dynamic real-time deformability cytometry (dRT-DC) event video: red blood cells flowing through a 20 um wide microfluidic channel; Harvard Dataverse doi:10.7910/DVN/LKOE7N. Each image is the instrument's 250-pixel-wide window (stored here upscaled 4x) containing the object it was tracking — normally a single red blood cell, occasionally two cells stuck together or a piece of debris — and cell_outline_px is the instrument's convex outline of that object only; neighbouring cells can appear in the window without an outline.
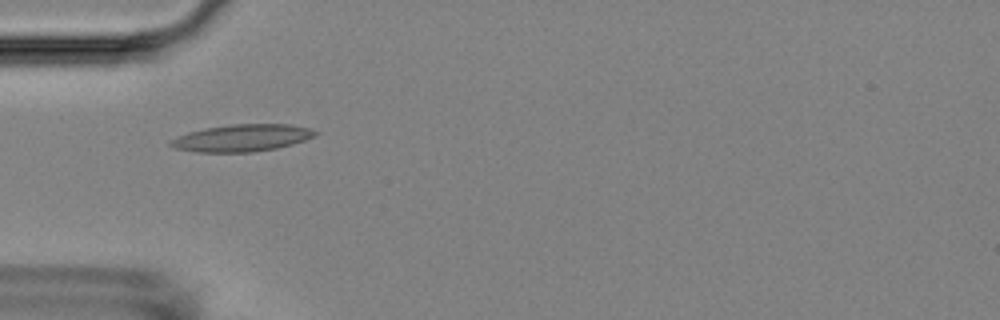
{"species": "Egyptian fruit bat (a non-hibernating species)", "species_latin": "Rousettus aegyptiacus", "temperature_condition": "room temperature", "stored_images_in_passage": 41, "camera_frame_rate_fps": 3000, "um_per_image_px": 0.085, "animal": {"sex": "female"}, "frame": {"image": 1, "passage_image": 3, "time_ms": 0.667, "image_size_px": [1000, 320], "cell_outline_px": [[320, 132], [316, 136], [292, 144], [276, 148], [252, 152], [196, 152], [176, 148], [168, 144], [168, 140], [176, 136], [188, 132], [204, 128], [232, 124], [292, 124], [308, 128]], "centroid_in_image_um": [20.55, 11.72], "position_along_channel_um": 64.5, "area_um2": 22.95}}
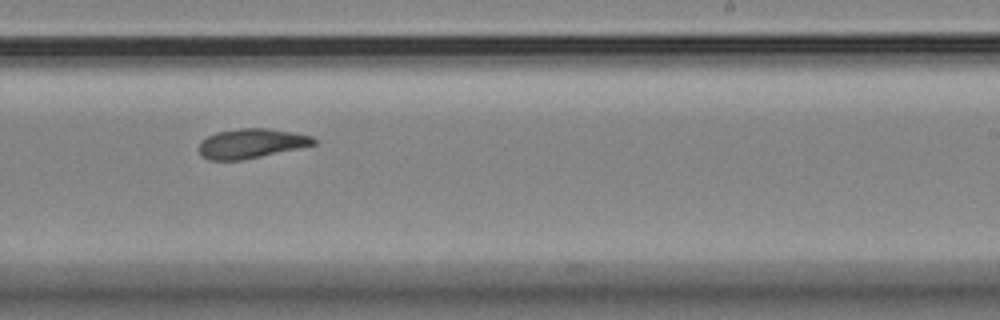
{"frame": {"image": 2, "passage_image": 20, "time_ms": 6.333, "image_size_px": [1000, 320], "cell_outline_px": [[316, 144], [244, 160], [208, 160], [200, 156], [196, 148], [200, 140], [216, 132], [240, 128], [268, 128], [292, 132], [312, 136], [316, 140]], "centroid_in_image_um": [21.28, 12.2], "position_along_channel_um": 267.7, "area_um2": 20.0}}
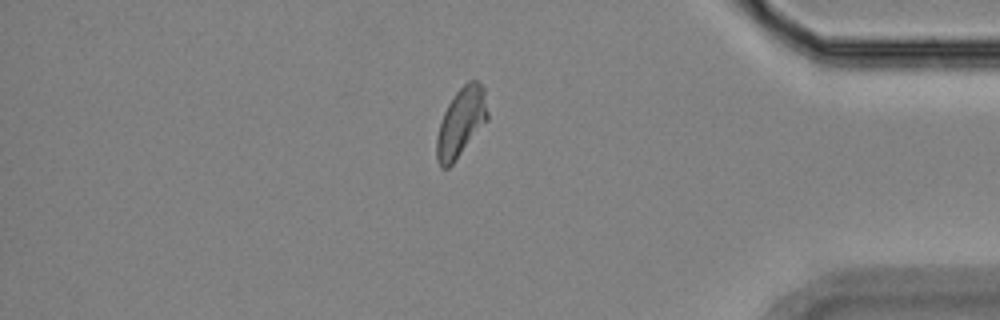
{"frame": {"image": 3, "passage_image": 33, "time_ms": 10.667, "image_size_px": [1000, 320], "cell_outline_px": [[488, 120], [452, 164], [448, 168], [440, 168], [436, 160], [436, 136], [444, 112], [448, 104], [456, 92], [468, 80], [476, 80], [484, 88], [488, 112]], "centroid_in_image_um": [39.18, 10.41], "position_along_channel_um": 396.0, "area_um2": 20.4}, "authors_computed_cell_mechanics": {"area_um2": 19.9988, "velocity_mm_per_s": 3.5958, "shape_relaxation_time_tau1_ms": 4.5516, "shape_relaxation_time_tau2_ms": 3.8165, "deformation_change_tau1": 0.1372, "deformation_change_tau2": 0.104}}